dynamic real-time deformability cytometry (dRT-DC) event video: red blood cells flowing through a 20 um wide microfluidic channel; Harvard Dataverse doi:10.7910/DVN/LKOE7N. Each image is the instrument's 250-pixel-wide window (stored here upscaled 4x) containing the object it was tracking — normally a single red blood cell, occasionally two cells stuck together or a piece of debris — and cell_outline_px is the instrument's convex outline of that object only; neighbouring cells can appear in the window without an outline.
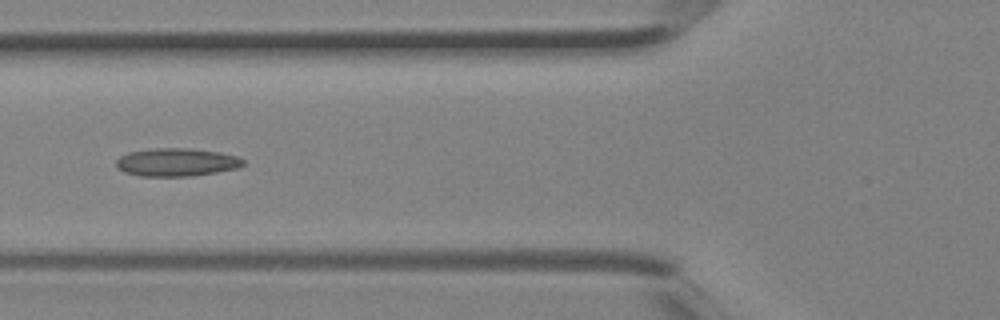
{"species": "Egyptian fruit bat (a non-hibernating species)", "species_latin": "Rousettus aegyptiacus", "temperature_condition": "room temperature", "stored_images_in_passage": 5, "camera_frame_rate_fps": 3000, "um_per_image_px": 0.085, "animal": {"sex": "female"}, "frame": {"image": 1, "passage_image": 5, "time_ms": 1.333, "image_size_px": [1000, 320], "cell_outline_px": [[244, 164], [236, 168], [216, 172], [192, 176], [140, 176], [124, 172], [116, 168], [116, 160], [120, 156], [128, 152], [156, 148], [188, 148], [220, 152], [236, 156], [244, 160]], "centroid_in_image_um": [14.97, 13.79], "position_along_channel_um": 110.8, "area_um2": 20.75}}